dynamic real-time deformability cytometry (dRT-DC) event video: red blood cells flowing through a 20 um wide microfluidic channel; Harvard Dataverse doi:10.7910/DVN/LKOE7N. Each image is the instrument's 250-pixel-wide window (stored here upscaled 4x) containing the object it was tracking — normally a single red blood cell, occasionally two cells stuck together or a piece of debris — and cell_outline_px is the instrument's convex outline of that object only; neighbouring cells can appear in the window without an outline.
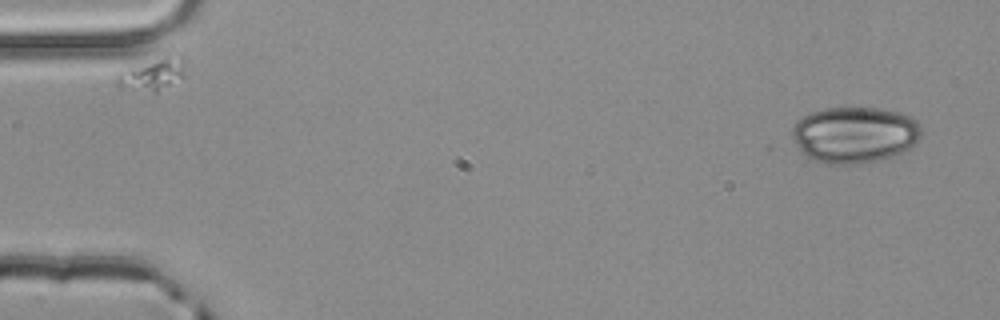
{"species": "common noctule bat (a hibernating species)", "species_latin": "Nyctalus noctula", "temperature_condition": "room temperature", "stored_images_in_passage": 4, "camera_frame_rate_fps": 3000, "um_per_image_px": 0.085, "animal": {"sex": "male", "body_mass_g": 20.4}, "frame": {"image": 1, "passage_image": 1, "time_ms": 0.0, "image_size_px": [1000, 320], "cell_outline_px": [[920, 140], [916, 144], [900, 156], [856, 164], [828, 164], [816, 160], [808, 156], [796, 144], [792, 136], [792, 128], [796, 120], [812, 112], [824, 108], [884, 108], [900, 112], [912, 116], [920, 124]], "centroid_in_image_um": [72.71, 11.45], "position_along_channel_um": 12.3, "area_um2": 42.83}}